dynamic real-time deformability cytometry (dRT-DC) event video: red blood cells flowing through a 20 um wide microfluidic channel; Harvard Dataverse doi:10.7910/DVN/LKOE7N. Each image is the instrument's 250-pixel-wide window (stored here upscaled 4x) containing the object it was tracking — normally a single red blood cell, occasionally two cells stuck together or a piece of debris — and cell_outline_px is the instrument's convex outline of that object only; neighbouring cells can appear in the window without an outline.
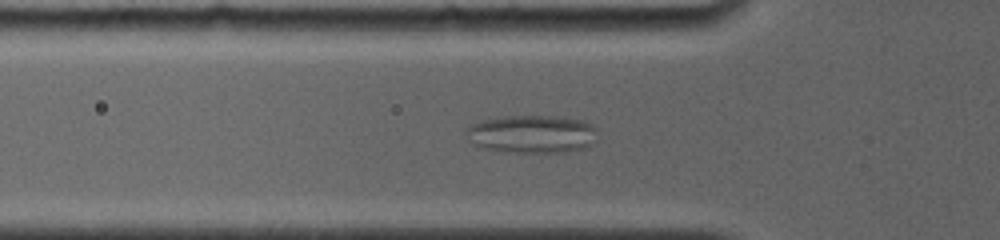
{"species": "common noctule bat (a hibernating species)", "species_latin": "Nyctalus noctula", "temperature_condition": "room temperature", "stored_images_in_passage": 38, "camera_frame_rate_fps": 4000, "um_per_image_px": 0.085, "animal": {"sex": "female", "body_mass_g": 19.0, "forearm_length_mm": 56.7}, "frame": {"image": 1, "passage_image": 3, "time_ms": 1.0, "image_size_px": [1000, 240], "cell_outline_px": [[596, 144], [584, 148], [568, 152], [508, 152], [488, 148], [476, 144], [468, 140], [464, 132], [472, 124], [484, 120], [504, 116], [564, 116], [584, 120], [592, 124], [596, 128]], "centroid_in_image_um": [45.3, 11.38], "position_along_channel_um": 80.5, "area_um2": 29.3}}
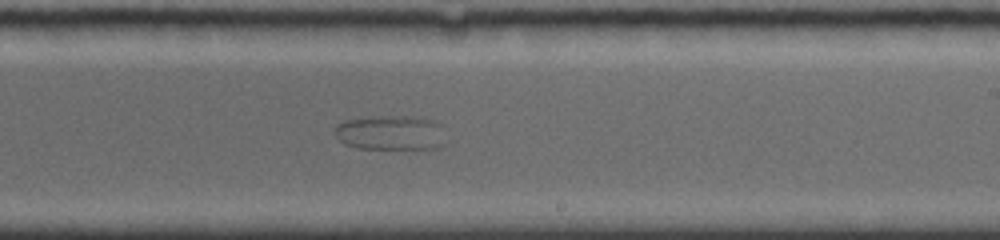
{"frame": {"image": 2, "passage_image": 16, "time_ms": 6.0, "image_size_px": [1000, 240], "cell_outline_px": [[444, 144], [440, 148], [356, 148], [344, 144], [336, 136], [336, 124], [344, 120], [372, 116], [408, 116], [436, 120], [440, 124]], "centroid_in_image_um": [33.19, 11.27], "position_along_channel_um": 255.8, "area_um2": 22.43}}
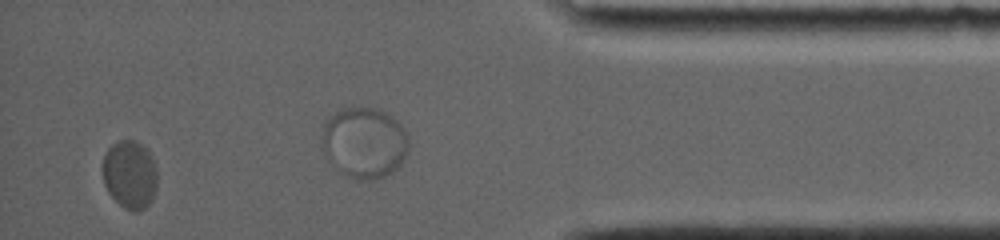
{"frame": {"image": 3, "passage_image": 34, "time_ms": 10.5, "image_size_px": [1000, 240], "cell_outline_px": [[156, 188], [148, 204], [144, 208], [136, 212], [124, 208], [108, 192], [104, 184], [104, 156], [108, 148], [112, 144], [120, 140], [136, 140], [152, 156], [156, 164]], "centroid_in_image_um": [11.04, 14.82], "position_along_channel_um": 424.2, "area_um2": 21.44}}